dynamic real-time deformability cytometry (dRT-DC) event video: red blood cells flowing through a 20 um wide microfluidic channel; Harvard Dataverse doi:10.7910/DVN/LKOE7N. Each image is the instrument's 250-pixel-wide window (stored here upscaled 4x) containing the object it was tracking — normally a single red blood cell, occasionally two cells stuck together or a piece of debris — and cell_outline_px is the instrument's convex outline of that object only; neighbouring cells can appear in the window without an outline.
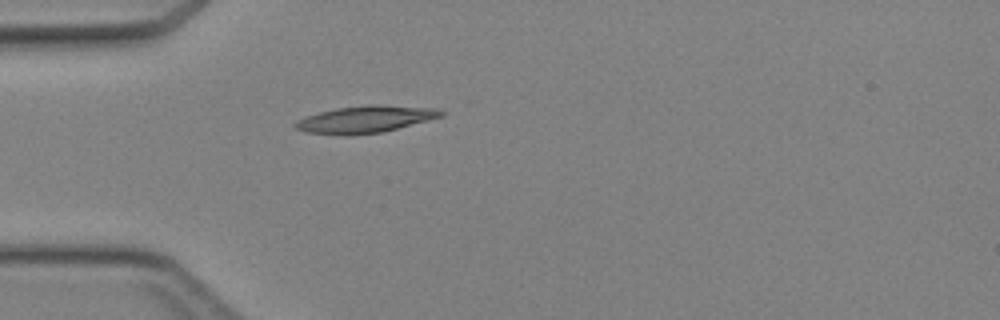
{"species": "Egyptian fruit bat (a non-hibernating species)", "species_latin": "Rousettus aegyptiacus", "temperature_condition": "cold", "stored_images_in_passage": 29, "camera_frame_rate_fps": 3000, "um_per_image_px": 0.085, "animal": {"sex": "female"}, "frame": {"image": 1, "passage_image": 1, "time_ms": 0.0, "image_size_px": [1000, 320], "cell_outline_px": [[444, 116], [384, 132], [348, 136], [344, 136], [308, 132], [296, 128], [292, 124], [296, 120], [304, 116], [336, 108], [368, 104], [380, 104], [436, 108], [444, 112]], "centroid_in_image_um": [31.05, 10.14], "position_along_channel_um": 53.9, "area_um2": 23.29}}
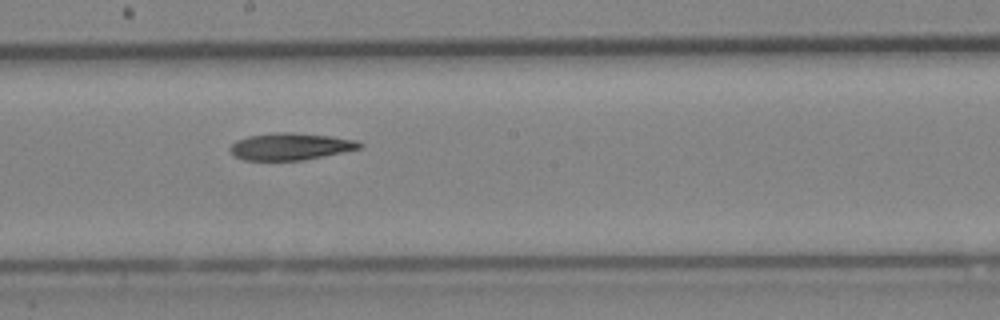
{"frame": {"image": 2, "passage_image": 13, "time_ms": 4.0, "image_size_px": [1000, 320], "cell_outline_px": [[364, 144], [360, 148], [304, 160], [244, 160], [236, 156], [228, 148], [236, 140], [248, 136], [276, 132], [292, 132], [332, 136], [356, 140]], "centroid_in_image_um": [24.69, 12.44], "position_along_channel_um": 223.5, "area_um2": 20.29}}
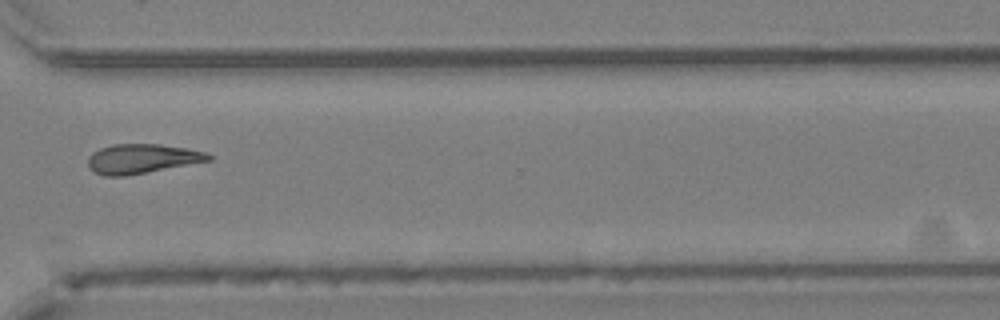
{"frame": {"image": 3, "passage_image": 22, "time_ms": 7.0, "image_size_px": [1000, 320], "cell_outline_px": [[212, 160], [124, 176], [104, 176], [88, 168], [88, 156], [92, 152], [100, 148], [112, 144], [160, 144], [188, 148], [204, 152], [212, 156]], "centroid_in_image_um": [12.04, 13.48], "position_along_channel_um": 358.6, "area_um2": 20.63}}